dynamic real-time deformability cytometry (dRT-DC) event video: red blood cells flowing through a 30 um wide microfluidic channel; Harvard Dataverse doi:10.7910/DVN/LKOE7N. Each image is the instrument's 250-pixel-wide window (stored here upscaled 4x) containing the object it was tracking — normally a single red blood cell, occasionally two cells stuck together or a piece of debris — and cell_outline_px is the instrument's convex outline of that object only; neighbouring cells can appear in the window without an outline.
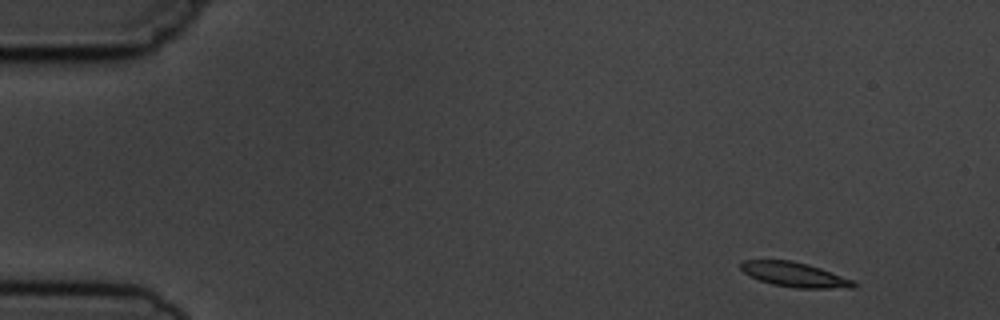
{"species": "common noctule bat (a hibernating species)", "species_latin": "Nyctalus noctula", "temperature_condition": "cold", "stored_images_in_passage": 4, "camera_frame_rate_fps": 3000, "um_per_image_px": 0.085, "animal": {"sex": "male", "body_mass_g": 19.5, "forearm_length_mm": 54.6}, "frame": {"image": 1, "passage_image": 1, "time_ms": 0.0, "image_size_px": [1000, 320], "cell_outline_px": [[856, 288], [796, 288], [772, 284], [748, 276], [740, 268], [740, 264], [744, 260], [792, 260], [808, 264], [856, 280]], "centroid_in_image_um": [67.57, 23.34], "position_along_channel_um": 17.4, "area_um2": 16.36}}
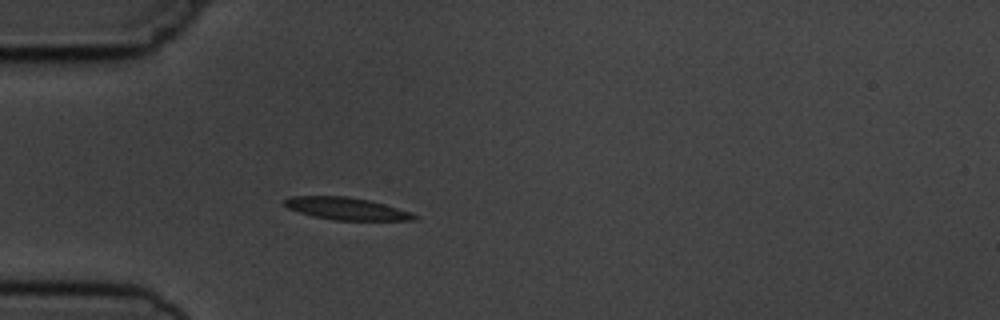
{"frame": {"image": 2, "passage_image": 4, "time_ms": 3.667, "image_size_px": [1000, 320], "cell_outline_px": [[420, 216], [416, 220], [336, 220], [312, 216], [288, 208], [284, 204], [284, 200], [292, 196], [348, 196], [368, 200], [384, 204], [412, 212]], "centroid_in_image_um": [29.49, 17.73], "position_along_channel_um": 55.5, "area_um2": 16.82}}